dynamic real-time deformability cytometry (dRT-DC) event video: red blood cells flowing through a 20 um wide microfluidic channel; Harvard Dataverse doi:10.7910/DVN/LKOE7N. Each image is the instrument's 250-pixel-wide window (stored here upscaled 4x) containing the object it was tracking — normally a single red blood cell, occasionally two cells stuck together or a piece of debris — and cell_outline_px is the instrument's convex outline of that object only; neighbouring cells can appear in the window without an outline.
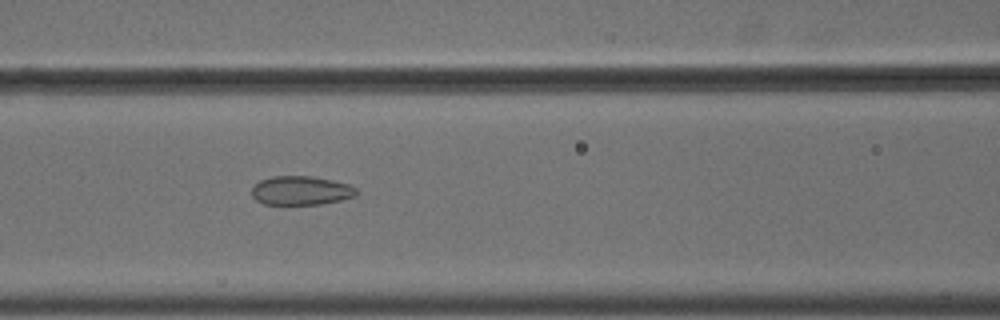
{"species": "common noctule bat (a hibernating species)", "species_latin": "Nyctalus noctula", "temperature_condition": "cold", "stored_images_in_passage": 56, "camera_frame_rate_fps": 3000, "um_per_image_px": 0.085, "animal": {"sex": "male", "body_mass_g": 18.8}, "frame": {"image": 1, "passage_image": 25, "time_ms": 8.0, "image_size_px": [1000, 320], "cell_outline_px": [[356, 196], [340, 200], [320, 204], [264, 204], [256, 200], [252, 196], [252, 188], [260, 180], [272, 176], [312, 176], [332, 180], [348, 184], [356, 188]], "centroid_in_image_um": [25.57, 16.19], "position_along_channel_um": 141.0, "area_um2": 17.57}}
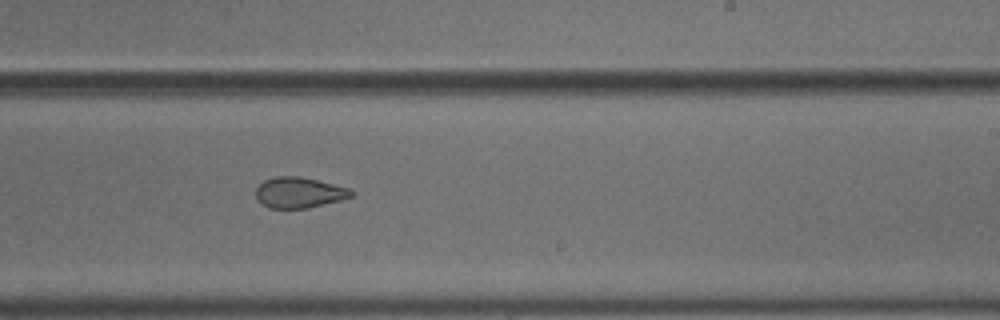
{"frame": {"image": 2, "passage_image": 35, "time_ms": 11.333, "image_size_px": [1000, 320], "cell_outline_px": [[356, 192], [352, 196], [340, 200], [308, 208], [268, 208], [256, 200], [256, 188], [264, 180], [276, 176], [300, 176], [348, 188]], "centroid_in_image_um": [25.39, 16.37], "position_along_channel_um": 263.6, "area_um2": 17.05}}
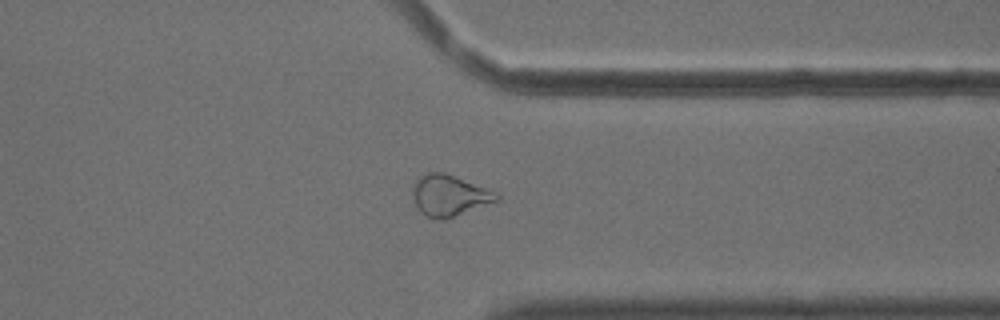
{"frame": {"image": 3, "passage_image": 44, "time_ms": 14.333, "image_size_px": [1000, 320], "cell_outline_px": [[500, 200], [444, 220], [440, 220], [428, 216], [420, 212], [412, 196], [412, 188], [416, 180], [420, 176], [428, 172], [444, 172], [488, 188], [496, 192], [500, 196]], "centroid_in_image_um": [38.2, 16.61], "position_along_channel_um": 373.2, "area_um2": 20.17}, "authors_computed_cell_mechanics": {"area_um2": 21.5305, "velocity_mm_per_s": 3.6832, "shape_relaxation_time_tau1_ms": 9.5345, "shape_relaxation_time_tau2_ms": 2.1485, "deformation_change_tau1": 0.1506, "deformation_change_tau2": 0.0849}}